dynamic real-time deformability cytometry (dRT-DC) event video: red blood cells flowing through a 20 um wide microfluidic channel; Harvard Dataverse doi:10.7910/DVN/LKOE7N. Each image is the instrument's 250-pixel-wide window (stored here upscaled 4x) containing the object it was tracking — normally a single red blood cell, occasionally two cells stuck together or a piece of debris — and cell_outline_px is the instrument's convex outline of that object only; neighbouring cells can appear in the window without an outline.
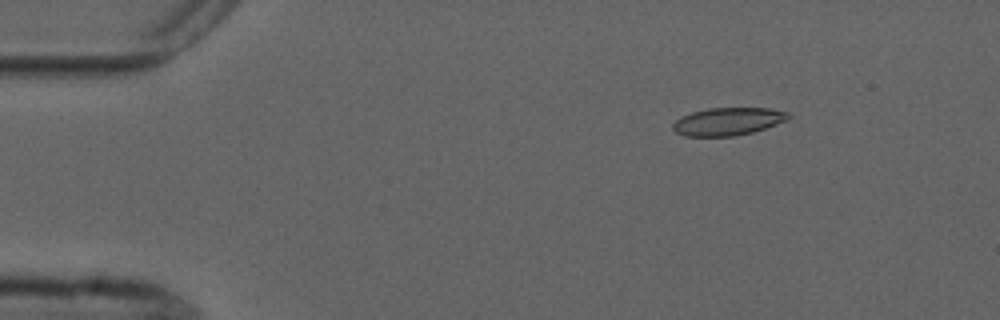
{"species": "common noctule bat (a hibernating species)", "species_latin": "Nyctalus noctula", "temperature_condition": "cold", "stored_images_in_passage": 6, "camera_frame_rate_fps": 3000, "um_per_image_px": 0.085, "animal": {"sex": "male", "forearm_length_mm": 52.5}, "frame": {"image": 1, "passage_image": 3, "time_ms": 2.333, "image_size_px": [1000, 320], "cell_outline_px": [[792, 116], [788, 120], [752, 132], [736, 136], [684, 136], [676, 132], [672, 128], [672, 124], [680, 116], [692, 112], [708, 108], [768, 108], [788, 112]], "centroid_in_image_um": [61.86, 10.32], "position_along_channel_um": 23.1, "area_um2": 18.73}}
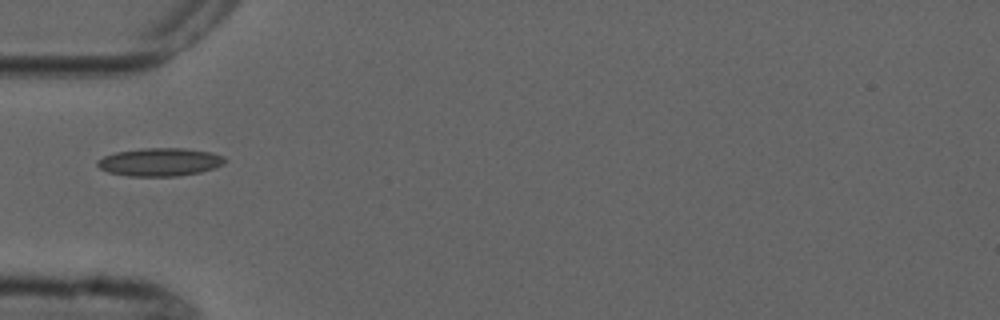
{"frame": {"image": 2, "passage_image": 6, "time_ms": 5.667, "image_size_px": [1000, 320], "cell_outline_px": [[228, 160], [224, 164], [216, 168], [200, 172], [176, 176], [128, 176], [108, 172], [100, 168], [96, 164], [96, 160], [104, 156], [116, 152], [140, 148], [184, 148], [212, 152], [224, 156]], "centroid_in_image_um": [13.62, 13.76], "position_along_channel_um": 71.4, "area_um2": 21.1}}